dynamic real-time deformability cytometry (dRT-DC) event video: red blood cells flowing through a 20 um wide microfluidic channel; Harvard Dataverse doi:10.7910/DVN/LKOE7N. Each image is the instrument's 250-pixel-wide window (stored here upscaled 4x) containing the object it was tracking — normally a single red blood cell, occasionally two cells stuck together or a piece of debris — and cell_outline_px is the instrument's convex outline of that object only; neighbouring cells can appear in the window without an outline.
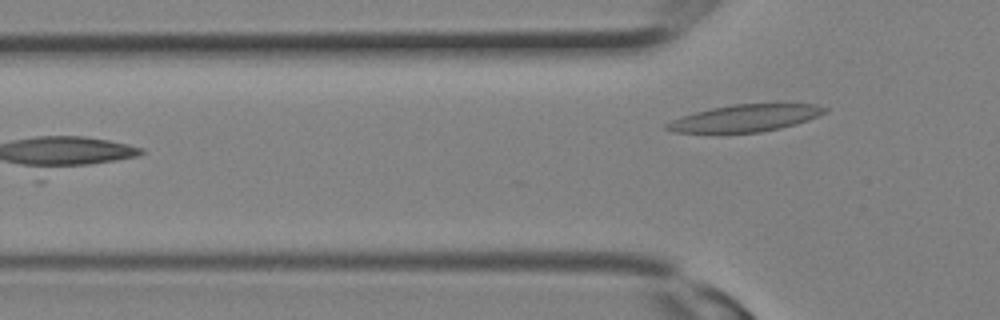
{"species": "Egyptian fruit bat (a non-hibernating species)", "species_latin": "Rousettus aegyptiacus", "temperature_condition": "room temperature", "stored_images_in_passage": 10, "camera_frame_rate_fps": 3000, "um_per_image_px": 0.085, "animal": {"sex": "female"}, "frame": {"image": 1, "passage_image": 10, "time_ms": 3.0, "image_size_px": [1000, 320], "cell_outline_px": [[828, 112], [808, 120], [796, 124], [780, 128], [760, 132], [676, 132], [664, 128], [664, 124], [672, 120], [696, 112], [712, 108], [732, 104], [816, 104], [828, 108]], "centroid_in_image_um": [63.4, 10.03], "position_along_channel_um": 62.4, "area_um2": 24.57}}